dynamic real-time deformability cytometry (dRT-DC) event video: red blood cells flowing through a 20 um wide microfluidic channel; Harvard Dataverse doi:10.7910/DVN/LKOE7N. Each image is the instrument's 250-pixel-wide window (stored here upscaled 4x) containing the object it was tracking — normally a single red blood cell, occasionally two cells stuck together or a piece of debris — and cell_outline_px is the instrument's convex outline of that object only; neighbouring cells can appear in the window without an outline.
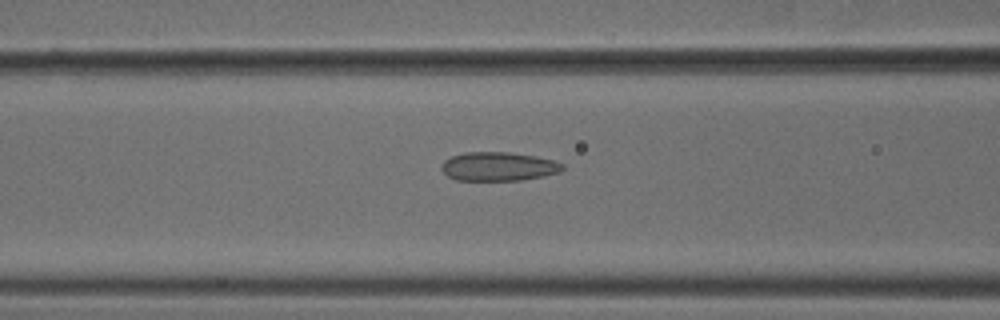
{"species": "common noctule bat (a hibernating species)", "species_latin": "Nyctalus noctula", "temperature_condition": "cold", "stored_images_in_passage": 41, "camera_frame_rate_fps": 3000, "um_per_image_px": 0.085, "animal": {"sex": "male", "body_mass_g": 18.8}, "frame": {"image": 1, "passage_image": 10, "time_ms": 3.0, "image_size_px": [1000, 320], "cell_outline_px": [[564, 168], [560, 172], [520, 180], [456, 180], [448, 176], [440, 168], [440, 164], [444, 160], [452, 156], [464, 152], [508, 152], [536, 156], [552, 160], [564, 164]], "centroid_in_image_um": [42.33, 14.14], "position_along_channel_um": 124.3, "area_um2": 20.29}}
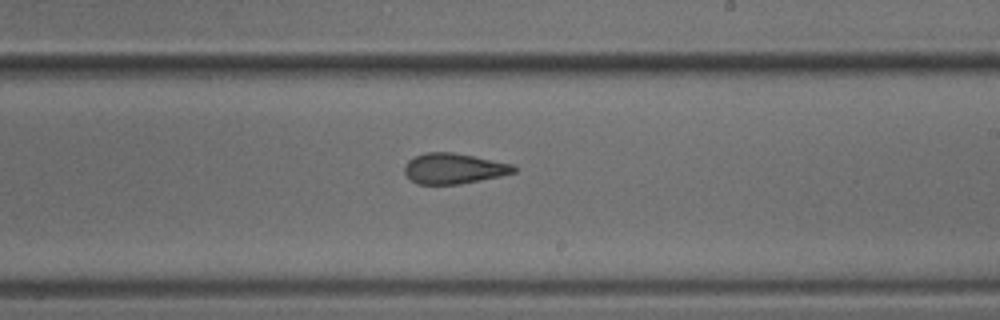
{"frame": {"image": 2, "passage_image": 20, "time_ms": 6.333, "image_size_px": [1000, 320], "cell_outline_px": [[516, 172], [500, 176], [460, 184], [416, 184], [404, 172], [404, 164], [408, 160], [416, 156], [428, 152], [452, 152], [512, 164], [516, 168]], "centroid_in_image_um": [38.55, 14.33], "position_along_channel_um": 250.5, "area_um2": 19.25}}
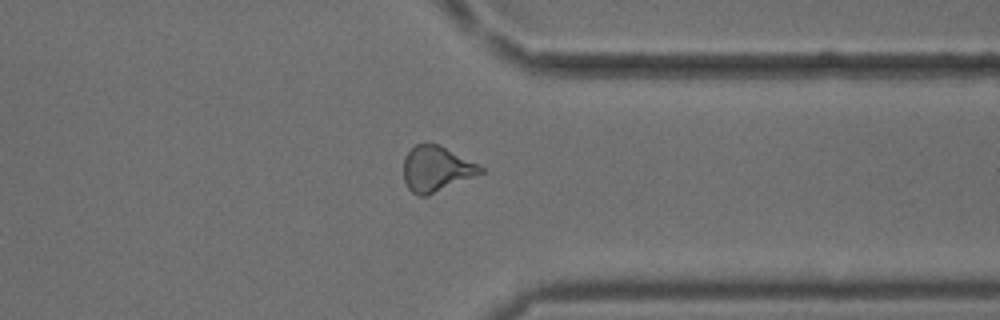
{"frame": {"image": 3, "passage_image": 30, "time_ms": 9.667, "image_size_px": [1000, 320], "cell_outline_px": [[484, 172], [428, 196], [420, 196], [412, 192], [408, 188], [404, 180], [404, 156], [416, 144], [436, 144], [480, 164], [484, 168]], "centroid_in_image_um": [37.09, 14.37], "position_along_channel_um": 374.3, "area_um2": 20.23}, "authors_computed_cell_mechanics": {"area_um2": 19.941, "velocity_mm_per_s": 3.7928, "shape_relaxation_time_tau1_ms": null, "shape_relaxation_time_tau2_ms": 2.2022, "deformation_change_tau1": null, "deformation_change_tau2": 0.0972}}